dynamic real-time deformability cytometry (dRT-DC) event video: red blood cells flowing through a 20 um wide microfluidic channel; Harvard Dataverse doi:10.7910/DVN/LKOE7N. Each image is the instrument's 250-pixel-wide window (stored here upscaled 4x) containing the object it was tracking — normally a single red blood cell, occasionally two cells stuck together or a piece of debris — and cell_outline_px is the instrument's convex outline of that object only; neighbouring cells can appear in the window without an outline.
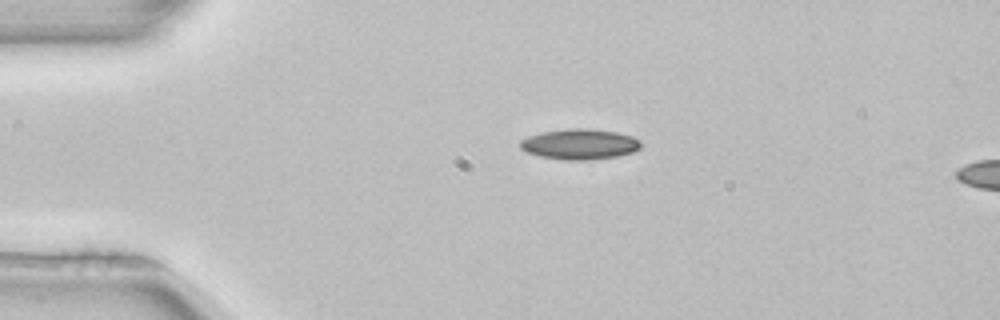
{"species": "common noctule bat (a hibernating species)", "species_latin": "Nyctalus noctula", "temperature_condition": "room temperature", "stored_images_in_passage": 5, "camera_frame_rate_fps": 3000, "um_per_image_px": 0.085, "animal": {"sex": "female", "body_mass_g": 22.7, "forearm_length_mm": 54.2}, "frame": {"image": 1, "passage_image": 1, "time_ms": 0.0, "image_size_px": [1000, 320], "cell_outline_px": [[640, 148], [632, 152], [616, 156], [588, 160], [564, 160], [540, 156], [524, 152], [520, 148], [520, 140], [528, 136], [540, 132], [568, 128], [588, 128], [616, 132], [632, 136], [640, 140]], "centroid_in_image_um": [49.23, 12.25], "position_along_channel_um": 35.8, "area_um2": 21.56}}